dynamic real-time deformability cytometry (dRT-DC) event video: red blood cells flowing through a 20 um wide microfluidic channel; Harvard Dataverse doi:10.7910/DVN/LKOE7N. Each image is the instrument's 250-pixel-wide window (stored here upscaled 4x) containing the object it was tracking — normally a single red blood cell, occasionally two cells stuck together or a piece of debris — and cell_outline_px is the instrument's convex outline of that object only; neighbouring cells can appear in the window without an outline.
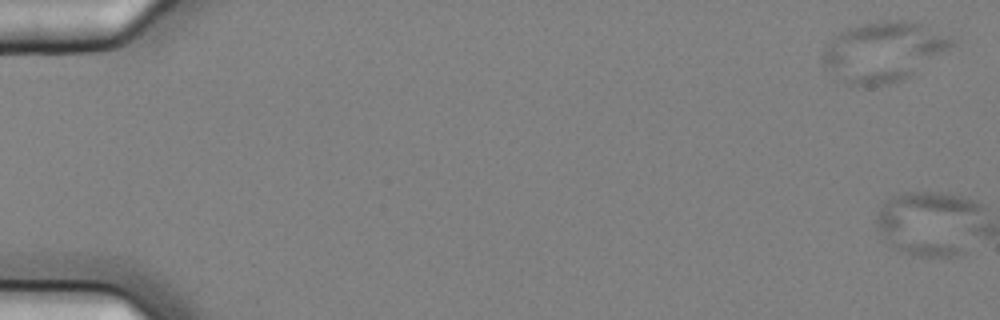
{"species": "common noctule bat (a hibernating species)", "species_latin": "Nyctalus noctula", "temperature_condition": "cold", "stored_images_in_passage": 7, "camera_frame_rate_fps": 3000, "um_per_image_px": 0.085, "animal": {"sex": "female", "body_mass_g": 25.1}, "frame": {"image": 1, "passage_image": 1, "time_ms": 0.0, "image_size_px": [1000, 320], "cell_outline_px": [[956, 40], [948, 48], [912, 76], [888, 84], [848, 84], [832, 80], [824, 68], [820, 56], [820, 52], [840, 32], [848, 28], [864, 24], [884, 20], [904, 20], [920, 24], [956, 36]], "centroid_in_image_um": [75.04, 4.4], "position_along_channel_um": 10.0, "area_um2": 45.14}}